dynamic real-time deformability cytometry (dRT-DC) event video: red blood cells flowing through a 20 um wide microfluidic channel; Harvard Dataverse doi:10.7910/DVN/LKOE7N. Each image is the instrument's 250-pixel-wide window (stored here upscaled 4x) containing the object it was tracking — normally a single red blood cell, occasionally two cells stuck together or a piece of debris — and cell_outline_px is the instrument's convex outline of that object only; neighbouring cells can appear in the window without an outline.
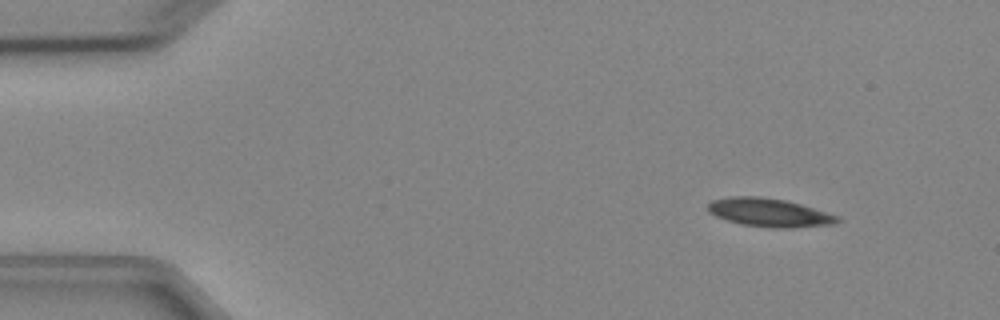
{"species": "Egyptian fruit bat (a non-hibernating species)", "species_latin": "Rousettus aegyptiacus", "temperature_condition": "cold", "stored_images_in_passage": 3, "camera_frame_rate_fps": 3000, "um_per_image_px": 0.085, "animal": {"sex": "female"}, "frame": {"image": 1, "passage_image": 1, "time_ms": 0.0, "image_size_px": [1000, 320], "cell_outline_px": [[844, 220], [836, 224], [792, 228], [772, 228], [740, 224], [716, 216], [708, 212], [708, 204], [712, 200], [728, 196], [760, 196], [784, 200], [800, 204], [840, 216]], "centroid_in_image_um": [65.43, 18.07], "position_along_channel_um": 19.6, "area_um2": 21.68}}
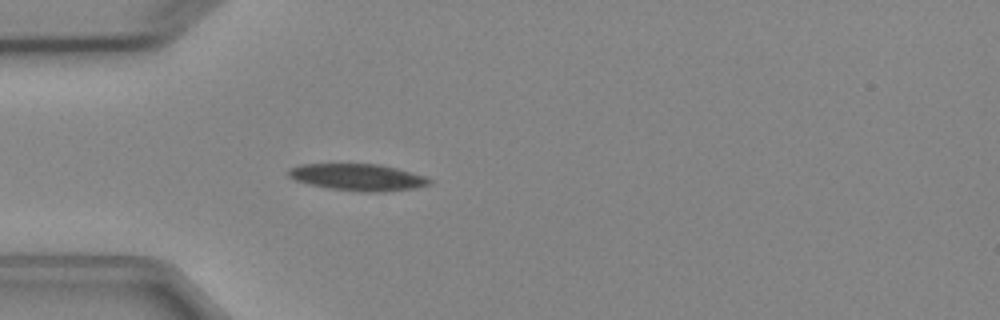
{"frame": {"image": 2, "passage_image": 3, "time_ms": 3.0, "image_size_px": [1000, 320], "cell_outline_px": [[432, 184], [416, 188], [380, 192], [364, 192], [328, 188], [308, 184], [296, 180], [288, 176], [284, 172], [288, 168], [300, 164], [380, 164], [412, 172], [424, 176], [432, 180]], "centroid_in_image_um": [30.39, 15.06], "position_along_channel_um": 54.6, "area_um2": 22.2}}